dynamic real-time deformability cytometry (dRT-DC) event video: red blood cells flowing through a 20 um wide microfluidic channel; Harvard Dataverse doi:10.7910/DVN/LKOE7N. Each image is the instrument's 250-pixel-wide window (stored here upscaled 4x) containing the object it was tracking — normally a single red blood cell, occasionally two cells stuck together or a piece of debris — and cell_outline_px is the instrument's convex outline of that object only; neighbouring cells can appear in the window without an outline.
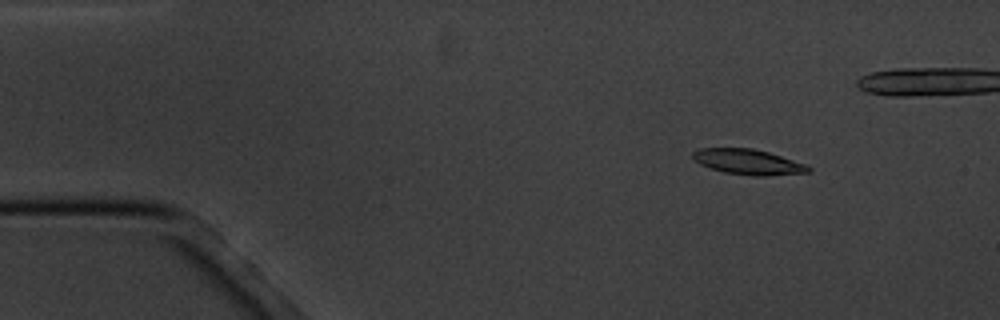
{"species": "common noctule bat (a hibernating species)", "species_latin": "Nyctalus noctula", "temperature_condition": "cold", "stored_images_in_passage": 5, "camera_frame_rate_fps": 3000, "um_per_image_px": 0.085, "animal": {"sex": "male", "body_mass_g": 20.1, "forearm_length_mm": 53.5}, "frame": {"image": 1, "passage_image": 2, "time_ms": 2.0, "image_size_px": [1000, 320], "cell_outline_px": [[812, 172], [764, 176], [752, 176], [724, 172], [708, 168], [700, 164], [692, 156], [692, 152], [700, 148], [752, 148], [768, 152], [808, 164], [812, 168]], "centroid_in_image_um": [63.63, 13.77], "position_along_channel_um": 21.4, "area_um2": 17.22}}